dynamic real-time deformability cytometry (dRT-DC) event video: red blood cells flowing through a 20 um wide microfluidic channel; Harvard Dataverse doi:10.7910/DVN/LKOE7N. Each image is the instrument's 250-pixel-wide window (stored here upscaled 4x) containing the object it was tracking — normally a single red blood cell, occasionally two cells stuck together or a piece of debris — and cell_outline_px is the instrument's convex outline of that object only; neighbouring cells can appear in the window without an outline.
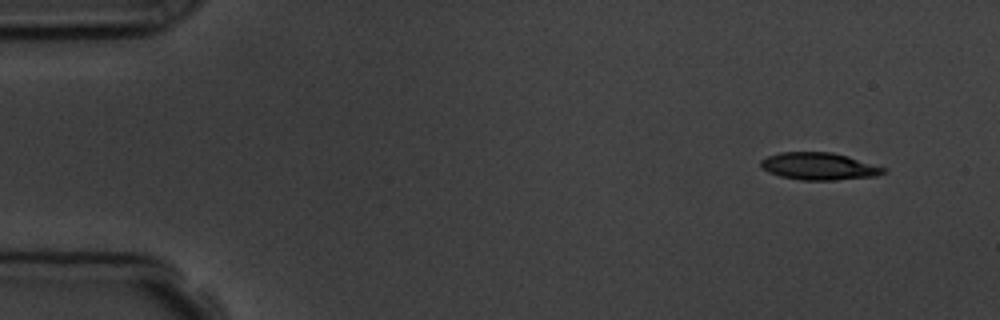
{"species": "common noctule bat (a hibernating species)", "species_latin": "Nyctalus noctula", "temperature_condition": "room temperature", "stored_images_in_passage": 6, "camera_frame_rate_fps": 3000, "um_per_image_px": 0.085, "animal": {"sex": "male", "body_mass_g": 19.5, "forearm_length_mm": 54.6}, "frame": {"image": 1, "passage_image": 1, "time_ms": 0.0, "image_size_px": [1000, 320], "cell_outline_px": [[888, 172], [876, 176], [836, 180], [800, 180], [780, 176], [768, 172], [760, 168], [760, 160], [768, 156], [780, 152], [832, 152], [848, 156], [888, 168]], "centroid_in_image_um": [69.64, 14.13], "position_along_channel_um": 15.4, "area_um2": 19.77}}
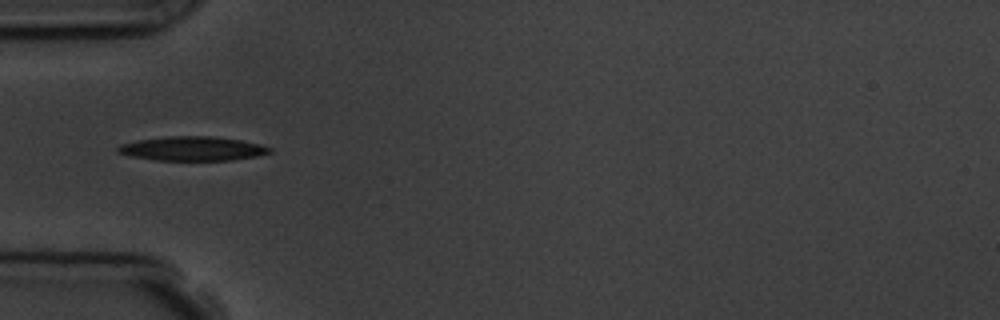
{"frame": {"image": 2, "passage_image": 4, "time_ms": 4.333, "image_size_px": [1000, 320], "cell_outline_px": [[272, 152], [256, 156], [232, 160], [156, 160], [132, 156], [116, 152], [116, 148], [120, 144], [136, 140], [168, 136], [212, 136], [240, 140], [260, 144], [272, 148]], "centroid_in_image_um": [16.34, 12.63], "position_along_channel_um": 68.7, "area_um2": 21.39}}
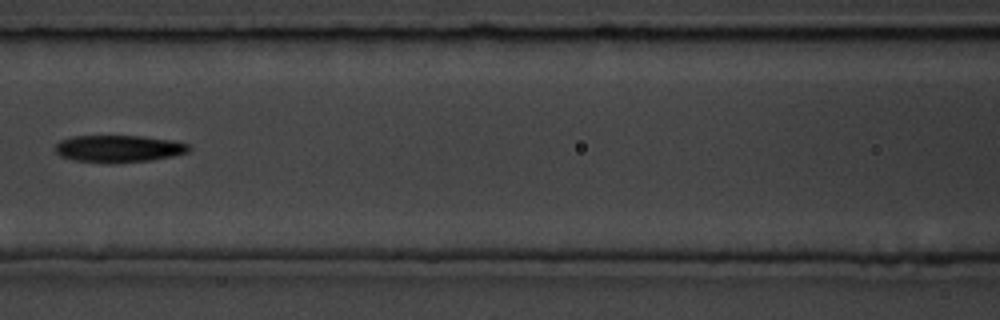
{"frame": {"image": 3, "passage_image": 6, "time_ms": 6.667, "image_size_px": [1000, 320], "cell_outline_px": [[192, 148], [188, 152], [172, 156], [152, 160], [108, 164], [76, 160], [60, 156], [56, 152], [56, 144], [60, 140], [72, 136], [140, 136], [172, 140], [188, 144]], "centroid_in_image_um": [10.09, 12.64], "position_along_channel_um": 156.5, "area_um2": 21.21}}